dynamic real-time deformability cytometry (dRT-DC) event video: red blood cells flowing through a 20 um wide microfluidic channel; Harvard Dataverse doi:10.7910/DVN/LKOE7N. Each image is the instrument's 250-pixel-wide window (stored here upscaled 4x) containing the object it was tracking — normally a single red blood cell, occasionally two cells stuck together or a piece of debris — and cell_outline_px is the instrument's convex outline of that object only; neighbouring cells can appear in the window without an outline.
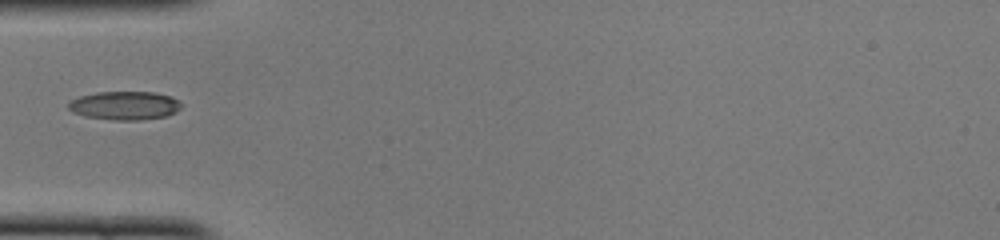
{"species": "common noctule bat (a hibernating species)", "species_latin": "Nyctalus noctula", "temperature_condition": "cold", "stored_images_in_passage": 34, "camera_frame_rate_fps": 3000, "um_per_image_px": 0.085, "animal": {"sex": "female", "body_mass_g": 22.0, "forearm_length_mm": 56.7}, "frame": {"image": 1, "passage_image": 1, "time_ms": 0.0, "image_size_px": [1000, 240], "cell_outline_px": [[184, 104], [176, 112], [168, 116], [140, 120], [112, 120], [84, 116], [72, 112], [68, 108], [68, 104], [72, 100], [80, 96], [96, 92], [152, 92], [172, 96], [180, 100]], "centroid_in_image_um": [10.65, 8.97], "position_along_channel_um": 74.4, "area_um2": 19.02}}
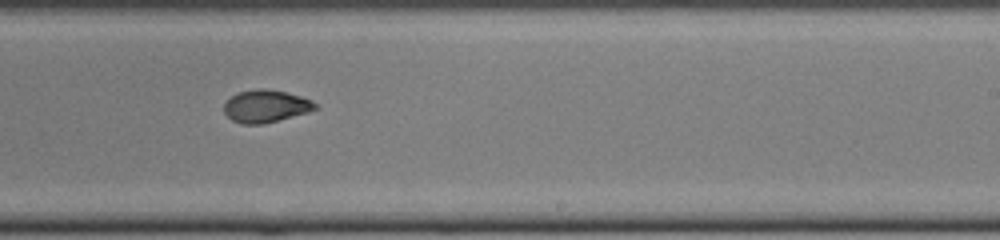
{"frame": {"image": 2, "passage_image": 15, "time_ms": 4.667, "image_size_px": [1000, 240], "cell_outline_px": [[320, 108], [308, 112], [264, 124], [240, 124], [232, 120], [224, 112], [224, 104], [232, 96], [240, 92], [260, 88], [268, 88], [300, 96], [312, 100]], "centroid_in_image_um": [22.61, 9.03], "position_along_channel_um": 266.4, "area_um2": 17.22}}
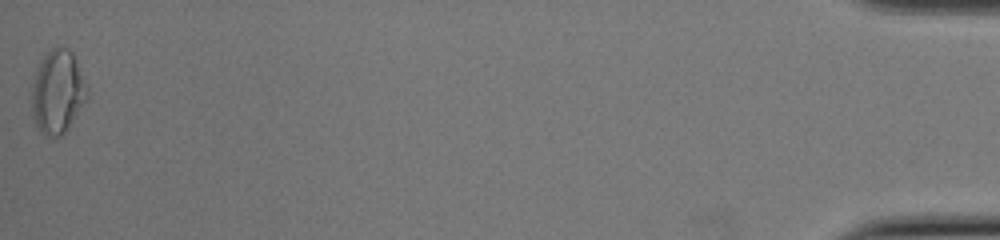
{"frame": {"image": 3, "passage_image": 34, "time_ms": 11.0, "image_size_px": [1000, 240], "cell_outline_px": [[88, 96], [64, 136], [44, 136], [40, 132], [32, 116], [32, 88], [36, 72], [44, 56], [56, 44], [68, 48], [72, 52], [88, 92]], "centroid_in_image_um": [4.89, 7.84], "position_along_channel_um": 430.3, "area_um2": 26.7}}